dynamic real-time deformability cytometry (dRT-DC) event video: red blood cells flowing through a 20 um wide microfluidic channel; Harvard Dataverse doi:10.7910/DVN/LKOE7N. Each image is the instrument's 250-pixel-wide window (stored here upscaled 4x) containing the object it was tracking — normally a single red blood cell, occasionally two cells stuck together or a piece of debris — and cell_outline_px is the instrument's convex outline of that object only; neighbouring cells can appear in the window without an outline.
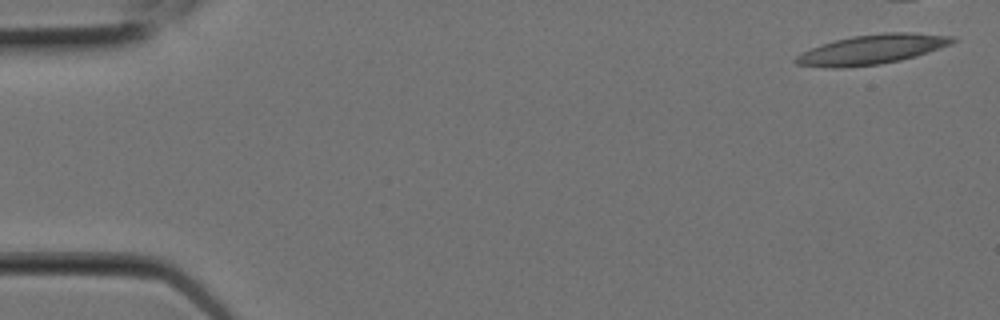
{"species": "Egyptian fruit bat (a non-hibernating species)", "species_latin": "Rousettus aegyptiacus", "temperature_condition": "room temperature", "stored_images_in_passage": 10, "camera_frame_rate_fps": 3000, "um_per_image_px": 0.085, "animal": {"sex": "female"}, "frame": {"image": 1, "passage_image": 1, "time_ms": 0.0, "image_size_px": [1000, 320], "cell_outline_px": [[956, 40], [952, 44], [916, 56], [900, 60], [880, 64], [840, 68], [832, 68], [796, 64], [792, 60], [796, 56], [820, 44], [852, 36], [884, 32], [908, 32], [956, 36]], "centroid_in_image_um": [74.14, 4.19], "position_along_channel_um": 10.9, "area_um2": 27.05}}
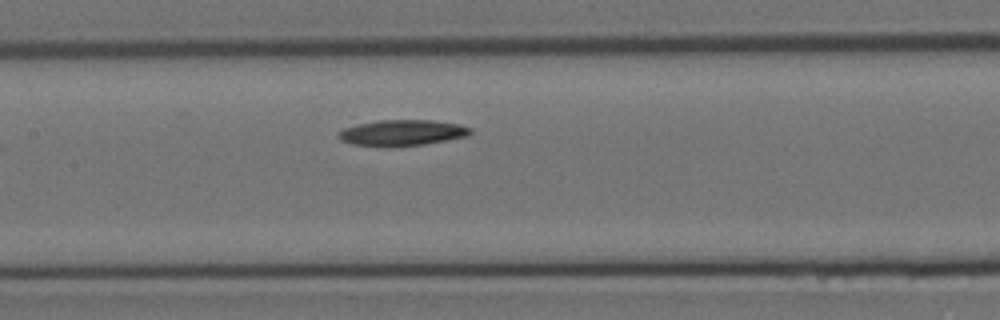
{"frame": {"image": 2, "passage_image": 10, "time_ms": 3.0, "image_size_px": [1000, 320], "cell_outline_px": [[472, 132], [468, 136], [424, 144], [388, 148], [384, 148], [352, 144], [340, 140], [336, 136], [336, 132], [344, 128], [360, 124], [380, 120], [432, 120], [460, 124], [472, 128]], "centroid_in_image_um": [34.15, 11.3], "position_along_channel_um": 173.2, "area_um2": 20.29}}